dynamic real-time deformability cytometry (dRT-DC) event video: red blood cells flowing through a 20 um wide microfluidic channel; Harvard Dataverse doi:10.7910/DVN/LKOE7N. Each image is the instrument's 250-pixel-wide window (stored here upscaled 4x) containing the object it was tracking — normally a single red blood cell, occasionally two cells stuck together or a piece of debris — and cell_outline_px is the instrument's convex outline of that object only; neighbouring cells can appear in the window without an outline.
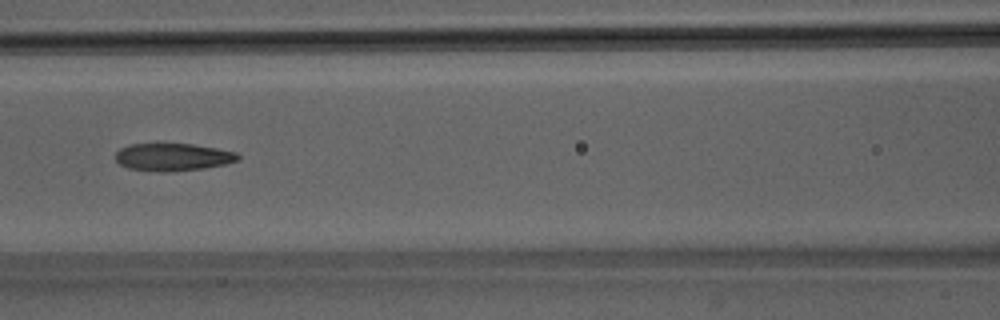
{"species": "Egyptian fruit bat (a non-hibernating species)", "species_latin": "Rousettus aegyptiacus", "temperature_condition": "room temperature", "stored_images_in_passage": 45, "camera_frame_rate_fps": 3000, "um_per_image_px": 0.085, "animal": {"sex": "male"}, "frame": {"image": 1, "passage_image": 23, "time_ms": 7.333, "image_size_px": [1000, 320], "cell_outline_px": [[240, 160], [224, 164], [204, 168], [164, 172], [160, 172], [128, 168], [120, 164], [116, 160], [116, 152], [120, 148], [128, 144], [192, 144], [216, 148], [236, 152], [240, 156]], "centroid_in_image_um": [14.69, 13.35], "position_along_channel_um": 151.9, "area_um2": 19.59}}
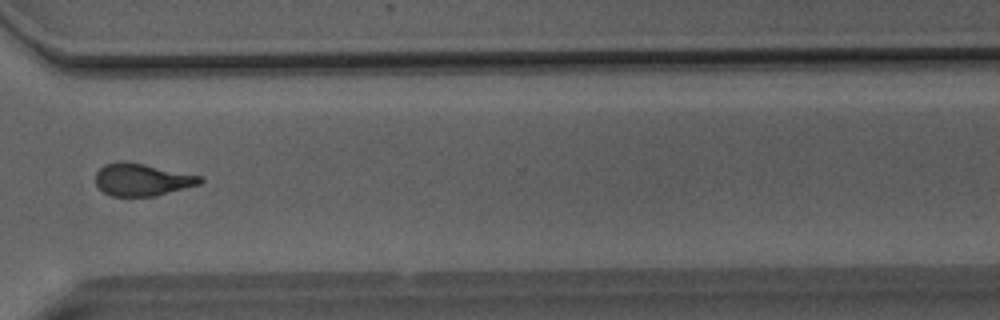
{"frame": {"image": 2, "passage_image": 38, "time_ms": 12.333, "image_size_px": [1000, 320], "cell_outline_px": [[204, 180], [200, 184], [156, 196], [112, 196], [104, 192], [96, 184], [96, 172], [104, 164], [120, 160], [124, 160], [204, 176]], "centroid_in_image_um": [12.09, 15.26], "position_along_channel_um": 358.5, "area_um2": 19.88}}
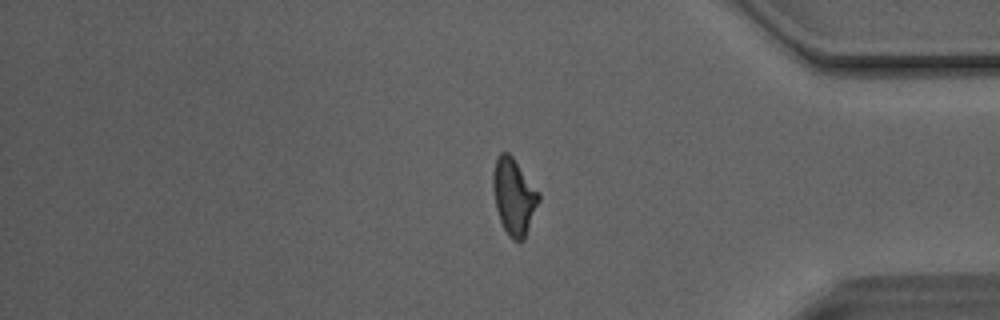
{"frame": {"image": 3, "passage_image": 42, "time_ms": 13.667, "image_size_px": [1000, 320], "cell_outline_px": [[540, 200], [524, 240], [512, 240], [508, 236], [500, 220], [496, 208], [492, 188], [492, 176], [496, 156], [500, 152], [508, 152], [512, 156], [540, 192]], "centroid_in_image_um": [43.68, 16.68], "position_along_channel_um": 391.5, "area_um2": 20.52}}